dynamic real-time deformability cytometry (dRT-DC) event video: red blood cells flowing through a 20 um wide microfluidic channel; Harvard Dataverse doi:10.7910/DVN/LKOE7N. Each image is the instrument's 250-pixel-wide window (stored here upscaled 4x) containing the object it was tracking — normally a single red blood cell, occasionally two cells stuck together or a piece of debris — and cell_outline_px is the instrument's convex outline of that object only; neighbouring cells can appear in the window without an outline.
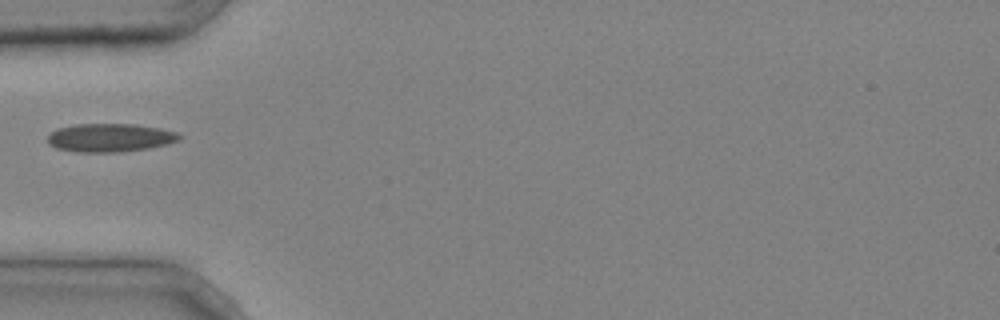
{"species": "common noctule bat (a hibernating species)", "species_latin": "Nyctalus noctula", "temperature_condition": "cold", "stored_images_in_passage": 1, "camera_frame_rate_fps": 3000, "um_per_image_px": 0.085, "animal": {"sex": "male", "body_mass_g": 20.4}, "frame": {"image": 1, "passage_image": 1, "time_ms": 0.0, "image_size_px": [1000, 320], "cell_outline_px": [[184, 136], [180, 140], [148, 148], [120, 152], [76, 152], [56, 148], [48, 144], [48, 136], [56, 128], [76, 124], [132, 124], [160, 128], [176, 132]], "centroid_in_image_um": [9.34, 11.7], "position_along_channel_um": 75.7, "area_um2": 21.79}}